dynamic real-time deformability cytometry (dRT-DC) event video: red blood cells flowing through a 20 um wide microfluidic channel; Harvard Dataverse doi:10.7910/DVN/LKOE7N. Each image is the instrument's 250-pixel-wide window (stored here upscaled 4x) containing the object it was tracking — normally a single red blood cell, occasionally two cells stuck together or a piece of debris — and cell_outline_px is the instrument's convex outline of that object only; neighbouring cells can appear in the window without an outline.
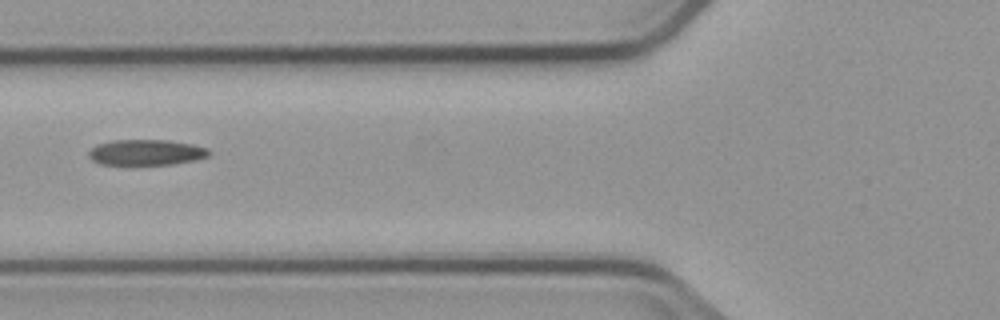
{"species": "common noctule bat (a hibernating species)", "species_latin": "Nyctalus noctula", "temperature_condition": "cold", "stored_images_in_passage": 4, "camera_frame_rate_fps": 3000, "um_per_image_px": 0.085, "animal": {"sex": "male", "body_mass_g": 23.1, "forearm_length_mm": 52.7}, "frame": {"image": 1, "passage_image": 4, "time_ms": 4.333, "image_size_px": [1000, 320], "cell_outline_px": [[212, 152], [208, 156], [196, 160], [172, 164], [100, 164], [92, 160], [88, 156], [88, 152], [96, 144], [112, 140], [168, 140], [192, 144], [208, 148]], "centroid_in_image_um": [12.43, 12.94], "position_along_channel_um": 113.4, "area_um2": 18.03}}